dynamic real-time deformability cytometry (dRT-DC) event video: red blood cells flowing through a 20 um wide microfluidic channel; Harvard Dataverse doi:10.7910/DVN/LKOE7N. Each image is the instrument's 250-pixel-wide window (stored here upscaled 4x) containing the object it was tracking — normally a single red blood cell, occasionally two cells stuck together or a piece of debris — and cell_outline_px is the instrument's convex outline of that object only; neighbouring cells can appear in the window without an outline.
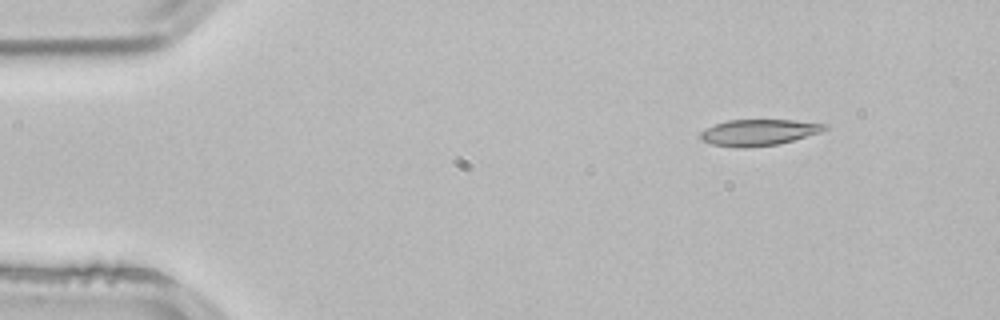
{"species": "common noctule bat (a hibernating species)", "species_latin": "Nyctalus noctula", "temperature_condition": "room temperature", "stored_images_in_passage": 3, "camera_frame_rate_fps": 3000, "um_per_image_px": 0.085, "animal": {"sex": "male", "body_mass_g": 21.5, "forearm_length_mm": 52.0}, "frame": {"image": 1, "passage_image": 1, "time_ms": 0.0, "image_size_px": [1000, 320], "cell_outline_px": [[828, 128], [820, 132], [780, 144], [744, 148], [740, 148], [712, 144], [700, 140], [700, 132], [716, 124], [728, 120], [792, 120], [828, 124]], "centroid_in_image_um": [64.5, 11.26], "position_along_channel_um": 20.5, "area_um2": 18.9}}
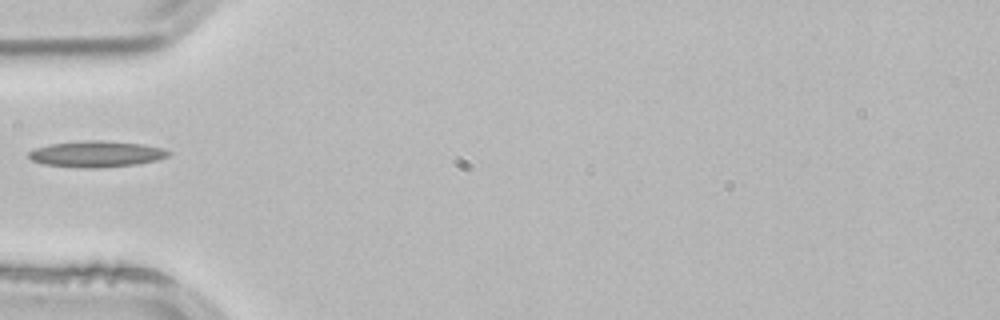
{"frame": {"image": 2, "passage_image": 3, "time_ms": 0.667, "image_size_px": [1000, 320], "cell_outline_px": [[172, 152], [168, 156], [156, 160], [136, 164], [96, 168], [84, 168], [44, 164], [32, 160], [28, 156], [28, 152], [36, 148], [52, 144], [80, 140], [104, 140], [144, 144], [164, 148]], "centroid_in_image_um": [8.22, 13.08], "position_along_channel_um": 76.8, "area_um2": 21.33}}